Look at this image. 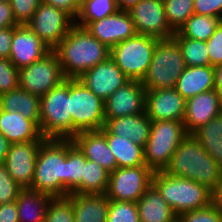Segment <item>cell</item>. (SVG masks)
Listing matches in <instances>:
<instances>
[{"mask_svg":"<svg viewBox=\"0 0 222 222\" xmlns=\"http://www.w3.org/2000/svg\"><path fill=\"white\" fill-rule=\"evenodd\" d=\"M99 131L106 137L109 148L115 155L118 168L145 165L142 146L130 139L111 135L104 127Z\"/></svg>","mask_w":222,"mask_h":222,"instance_id":"29","label":"cell"},{"mask_svg":"<svg viewBox=\"0 0 222 222\" xmlns=\"http://www.w3.org/2000/svg\"><path fill=\"white\" fill-rule=\"evenodd\" d=\"M53 51L58 55L66 78H78L83 72L110 56L109 48L92 36L86 28L76 24Z\"/></svg>","mask_w":222,"mask_h":222,"instance_id":"2","label":"cell"},{"mask_svg":"<svg viewBox=\"0 0 222 222\" xmlns=\"http://www.w3.org/2000/svg\"><path fill=\"white\" fill-rule=\"evenodd\" d=\"M173 222H180V221H179V219L177 218V219H175Z\"/></svg>","mask_w":222,"mask_h":222,"instance_id":"54","label":"cell"},{"mask_svg":"<svg viewBox=\"0 0 222 222\" xmlns=\"http://www.w3.org/2000/svg\"><path fill=\"white\" fill-rule=\"evenodd\" d=\"M152 185L176 216L205 208L214 202L213 192L205 185L191 179L168 175L164 171L153 173Z\"/></svg>","mask_w":222,"mask_h":222,"instance_id":"4","label":"cell"},{"mask_svg":"<svg viewBox=\"0 0 222 222\" xmlns=\"http://www.w3.org/2000/svg\"><path fill=\"white\" fill-rule=\"evenodd\" d=\"M210 65H222V20L215 28L214 34L206 41Z\"/></svg>","mask_w":222,"mask_h":222,"instance_id":"43","label":"cell"},{"mask_svg":"<svg viewBox=\"0 0 222 222\" xmlns=\"http://www.w3.org/2000/svg\"><path fill=\"white\" fill-rule=\"evenodd\" d=\"M215 70V91L219 96L220 102H222V65L214 67Z\"/></svg>","mask_w":222,"mask_h":222,"instance_id":"49","label":"cell"},{"mask_svg":"<svg viewBox=\"0 0 222 222\" xmlns=\"http://www.w3.org/2000/svg\"><path fill=\"white\" fill-rule=\"evenodd\" d=\"M42 0H10L14 19L19 25L26 24Z\"/></svg>","mask_w":222,"mask_h":222,"instance_id":"42","label":"cell"},{"mask_svg":"<svg viewBox=\"0 0 222 222\" xmlns=\"http://www.w3.org/2000/svg\"><path fill=\"white\" fill-rule=\"evenodd\" d=\"M18 25L14 19L10 1L0 0V29Z\"/></svg>","mask_w":222,"mask_h":222,"instance_id":"46","label":"cell"},{"mask_svg":"<svg viewBox=\"0 0 222 222\" xmlns=\"http://www.w3.org/2000/svg\"><path fill=\"white\" fill-rule=\"evenodd\" d=\"M39 129L45 139H72L70 78L40 97Z\"/></svg>","mask_w":222,"mask_h":222,"instance_id":"5","label":"cell"},{"mask_svg":"<svg viewBox=\"0 0 222 222\" xmlns=\"http://www.w3.org/2000/svg\"><path fill=\"white\" fill-rule=\"evenodd\" d=\"M118 1V7L120 10H129L131 7L136 5L141 0H117Z\"/></svg>","mask_w":222,"mask_h":222,"instance_id":"51","label":"cell"},{"mask_svg":"<svg viewBox=\"0 0 222 222\" xmlns=\"http://www.w3.org/2000/svg\"><path fill=\"white\" fill-rule=\"evenodd\" d=\"M146 90L142 82L129 80L104 101L105 121L145 113Z\"/></svg>","mask_w":222,"mask_h":222,"instance_id":"15","label":"cell"},{"mask_svg":"<svg viewBox=\"0 0 222 222\" xmlns=\"http://www.w3.org/2000/svg\"><path fill=\"white\" fill-rule=\"evenodd\" d=\"M52 49L46 45L26 24L13 27L11 63L20 70L44 58Z\"/></svg>","mask_w":222,"mask_h":222,"instance_id":"18","label":"cell"},{"mask_svg":"<svg viewBox=\"0 0 222 222\" xmlns=\"http://www.w3.org/2000/svg\"><path fill=\"white\" fill-rule=\"evenodd\" d=\"M86 158L72 139H66V170L64 188L69 193L82 194V179Z\"/></svg>","mask_w":222,"mask_h":222,"instance_id":"30","label":"cell"},{"mask_svg":"<svg viewBox=\"0 0 222 222\" xmlns=\"http://www.w3.org/2000/svg\"><path fill=\"white\" fill-rule=\"evenodd\" d=\"M66 139H45L39 147L30 189L54 197L70 193L64 188Z\"/></svg>","mask_w":222,"mask_h":222,"instance_id":"3","label":"cell"},{"mask_svg":"<svg viewBox=\"0 0 222 222\" xmlns=\"http://www.w3.org/2000/svg\"><path fill=\"white\" fill-rule=\"evenodd\" d=\"M127 11L137 34L158 39L173 37L175 32L167 22L163 0H141Z\"/></svg>","mask_w":222,"mask_h":222,"instance_id":"13","label":"cell"},{"mask_svg":"<svg viewBox=\"0 0 222 222\" xmlns=\"http://www.w3.org/2000/svg\"><path fill=\"white\" fill-rule=\"evenodd\" d=\"M70 113L73 137L81 131H98L105 125L104 101L77 78H70Z\"/></svg>","mask_w":222,"mask_h":222,"instance_id":"9","label":"cell"},{"mask_svg":"<svg viewBox=\"0 0 222 222\" xmlns=\"http://www.w3.org/2000/svg\"><path fill=\"white\" fill-rule=\"evenodd\" d=\"M119 9L117 0H82L81 10L75 19V24L84 27L88 22H94L116 13Z\"/></svg>","mask_w":222,"mask_h":222,"instance_id":"33","label":"cell"},{"mask_svg":"<svg viewBox=\"0 0 222 222\" xmlns=\"http://www.w3.org/2000/svg\"><path fill=\"white\" fill-rule=\"evenodd\" d=\"M13 27L0 29V58L8 59L12 47Z\"/></svg>","mask_w":222,"mask_h":222,"instance_id":"47","label":"cell"},{"mask_svg":"<svg viewBox=\"0 0 222 222\" xmlns=\"http://www.w3.org/2000/svg\"><path fill=\"white\" fill-rule=\"evenodd\" d=\"M22 187L11 177L4 164H0V204L16 201Z\"/></svg>","mask_w":222,"mask_h":222,"instance_id":"40","label":"cell"},{"mask_svg":"<svg viewBox=\"0 0 222 222\" xmlns=\"http://www.w3.org/2000/svg\"><path fill=\"white\" fill-rule=\"evenodd\" d=\"M75 222H107L109 198L106 194L70 193Z\"/></svg>","mask_w":222,"mask_h":222,"instance_id":"24","label":"cell"},{"mask_svg":"<svg viewBox=\"0 0 222 222\" xmlns=\"http://www.w3.org/2000/svg\"><path fill=\"white\" fill-rule=\"evenodd\" d=\"M42 2L64 10L75 20L81 10L82 0H42Z\"/></svg>","mask_w":222,"mask_h":222,"instance_id":"45","label":"cell"},{"mask_svg":"<svg viewBox=\"0 0 222 222\" xmlns=\"http://www.w3.org/2000/svg\"><path fill=\"white\" fill-rule=\"evenodd\" d=\"M84 28L109 49L137 34L133 20L126 10H118L100 20L88 22Z\"/></svg>","mask_w":222,"mask_h":222,"instance_id":"16","label":"cell"},{"mask_svg":"<svg viewBox=\"0 0 222 222\" xmlns=\"http://www.w3.org/2000/svg\"><path fill=\"white\" fill-rule=\"evenodd\" d=\"M172 38L178 43L187 67L210 65L205 41L185 38L178 32H175Z\"/></svg>","mask_w":222,"mask_h":222,"instance_id":"34","label":"cell"},{"mask_svg":"<svg viewBox=\"0 0 222 222\" xmlns=\"http://www.w3.org/2000/svg\"><path fill=\"white\" fill-rule=\"evenodd\" d=\"M178 43L173 39H160L153 52L146 76L141 81L145 90L175 88L177 79L186 69Z\"/></svg>","mask_w":222,"mask_h":222,"instance_id":"6","label":"cell"},{"mask_svg":"<svg viewBox=\"0 0 222 222\" xmlns=\"http://www.w3.org/2000/svg\"><path fill=\"white\" fill-rule=\"evenodd\" d=\"M220 103H221L220 114L222 115V102Z\"/></svg>","mask_w":222,"mask_h":222,"instance_id":"53","label":"cell"},{"mask_svg":"<svg viewBox=\"0 0 222 222\" xmlns=\"http://www.w3.org/2000/svg\"><path fill=\"white\" fill-rule=\"evenodd\" d=\"M10 144L8 139L0 133V164H4Z\"/></svg>","mask_w":222,"mask_h":222,"instance_id":"50","label":"cell"},{"mask_svg":"<svg viewBox=\"0 0 222 222\" xmlns=\"http://www.w3.org/2000/svg\"><path fill=\"white\" fill-rule=\"evenodd\" d=\"M16 202L0 204V222H19Z\"/></svg>","mask_w":222,"mask_h":222,"instance_id":"48","label":"cell"},{"mask_svg":"<svg viewBox=\"0 0 222 222\" xmlns=\"http://www.w3.org/2000/svg\"><path fill=\"white\" fill-rule=\"evenodd\" d=\"M164 172L174 177L194 180L213 193L222 180V167L192 134H188L179 144Z\"/></svg>","mask_w":222,"mask_h":222,"instance_id":"1","label":"cell"},{"mask_svg":"<svg viewBox=\"0 0 222 222\" xmlns=\"http://www.w3.org/2000/svg\"><path fill=\"white\" fill-rule=\"evenodd\" d=\"M215 70L211 65L186 67L177 79L175 89L186 99L213 90Z\"/></svg>","mask_w":222,"mask_h":222,"instance_id":"25","label":"cell"},{"mask_svg":"<svg viewBox=\"0 0 222 222\" xmlns=\"http://www.w3.org/2000/svg\"><path fill=\"white\" fill-rule=\"evenodd\" d=\"M185 110L186 99L175 88L146 91L145 112L151 121L183 122Z\"/></svg>","mask_w":222,"mask_h":222,"instance_id":"19","label":"cell"},{"mask_svg":"<svg viewBox=\"0 0 222 222\" xmlns=\"http://www.w3.org/2000/svg\"><path fill=\"white\" fill-rule=\"evenodd\" d=\"M51 196L30 188H22L16 199L19 222H44Z\"/></svg>","mask_w":222,"mask_h":222,"instance_id":"28","label":"cell"},{"mask_svg":"<svg viewBox=\"0 0 222 222\" xmlns=\"http://www.w3.org/2000/svg\"><path fill=\"white\" fill-rule=\"evenodd\" d=\"M0 109L19 112L38 127L40 124V97L21 88L0 94Z\"/></svg>","mask_w":222,"mask_h":222,"instance_id":"26","label":"cell"},{"mask_svg":"<svg viewBox=\"0 0 222 222\" xmlns=\"http://www.w3.org/2000/svg\"><path fill=\"white\" fill-rule=\"evenodd\" d=\"M107 222H140L137 203L109 200Z\"/></svg>","mask_w":222,"mask_h":222,"instance_id":"38","label":"cell"},{"mask_svg":"<svg viewBox=\"0 0 222 222\" xmlns=\"http://www.w3.org/2000/svg\"><path fill=\"white\" fill-rule=\"evenodd\" d=\"M220 108L221 103L215 89L186 100L183 123L187 134H192L200 126L220 115Z\"/></svg>","mask_w":222,"mask_h":222,"instance_id":"20","label":"cell"},{"mask_svg":"<svg viewBox=\"0 0 222 222\" xmlns=\"http://www.w3.org/2000/svg\"><path fill=\"white\" fill-rule=\"evenodd\" d=\"M187 135L182 121H152L149 138L144 148L145 165L153 172L164 171L177 147Z\"/></svg>","mask_w":222,"mask_h":222,"instance_id":"7","label":"cell"},{"mask_svg":"<svg viewBox=\"0 0 222 222\" xmlns=\"http://www.w3.org/2000/svg\"><path fill=\"white\" fill-rule=\"evenodd\" d=\"M109 174L98 163L86 159L82 179V194H105L108 187Z\"/></svg>","mask_w":222,"mask_h":222,"instance_id":"35","label":"cell"},{"mask_svg":"<svg viewBox=\"0 0 222 222\" xmlns=\"http://www.w3.org/2000/svg\"><path fill=\"white\" fill-rule=\"evenodd\" d=\"M213 194L214 202L222 209V180L220 182L219 188Z\"/></svg>","mask_w":222,"mask_h":222,"instance_id":"52","label":"cell"},{"mask_svg":"<svg viewBox=\"0 0 222 222\" xmlns=\"http://www.w3.org/2000/svg\"><path fill=\"white\" fill-rule=\"evenodd\" d=\"M87 160L94 161L109 173L117 169L115 155L111 152L106 137L98 131H81L72 138Z\"/></svg>","mask_w":222,"mask_h":222,"instance_id":"21","label":"cell"},{"mask_svg":"<svg viewBox=\"0 0 222 222\" xmlns=\"http://www.w3.org/2000/svg\"><path fill=\"white\" fill-rule=\"evenodd\" d=\"M0 133L12 143H24L45 140L39 127L19 112L0 109Z\"/></svg>","mask_w":222,"mask_h":222,"instance_id":"23","label":"cell"},{"mask_svg":"<svg viewBox=\"0 0 222 222\" xmlns=\"http://www.w3.org/2000/svg\"><path fill=\"white\" fill-rule=\"evenodd\" d=\"M220 21V18L194 13L186 20L178 33L185 38L206 42L214 34Z\"/></svg>","mask_w":222,"mask_h":222,"instance_id":"32","label":"cell"},{"mask_svg":"<svg viewBox=\"0 0 222 222\" xmlns=\"http://www.w3.org/2000/svg\"><path fill=\"white\" fill-rule=\"evenodd\" d=\"M151 120L145 113L109 118L104 128L117 137L130 139L145 148L150 134Z\"/></svg>","mask_w":222,"mask_h":222,"instance_id":"22","label":"cell"},{"mask_svg":"<svg viewBox=\"0 0 222 222\" xmlns=\"http://www.w3.org/2000/svg\"><path fill=\"white\" fill-rule=\"evenodd\" d=\"M194 13L222 20V0H194Z\"/></svg>","mask_w":222,"mask_h":222,"instance_id":"44","label":"cell"},{"mask_svg":"<svg viewBox=\"0 0 222 222\" xmlns=\"http://www.w3.org/2000/svg\"><path fill=\"white\" fill-rule=\"evenodd\" d=\"M180 222H222V209L213 202L209 206L177 216Z\"/></svg>","mask_w":222,"mask_h":222,"instance_id":"39","label":"cell"},{"mask_svg":"<svg viewBox=\"0 0 222 222\" xmlns=\"http://www.w3.org/2000/svg\"><path fill=\"white\" fill-rule=\"evenodd\" d=\"M43 141L10 144L4 165L22 188H30L33 183L37 153Z\"/></svg>","mask_w":222,"mask_h":222,"instance_id":"14","label":"cell"},{"mask_svg":"<svg viewBox=\"0 0 222 222\" xmlns=\"http://www.w3.org/2000/svg\"><path fill=\"white\" fill-rule=\"evenodd\" d=\"M136 203L140 222H173L177 219L176 214L153 185Z\"/></svg>","mask_w":222,"mask_h":222,"instance_id":"27","label":"cell"},{"mask_svg":"<svg viewBox=\"0 0 222 222\" xmlns=\"http://www.w3.org/2000/svg\"><path fill=\"white\" fill-rule=\"evenodd\" d=\"M153 36L136 34L110 49V58L129 80L142 81L147 74L157 42Z\"/></svg>","mask_w":222,"mask_h":222,"instance_id":"8","label":"cell"},{"mask_svg":"<svg viewBox=\"0 0 222 222\" xmlns=\"http://www.w3.org/2000/svg\"><path fill=\"white\" fill-rule=\"evenodd\" d=\"M167 22L174 32L194 14V0H163Z\"/></svg>","mask_w":222,"mask_h":222,"instance_id":"36","label":"cell"},{"mask_svg":"<svg viewBox=\"0 0 222 222\" xmlns=\"http://www.w3.org/2000/svg\"><path fill=\"white\" fill-rule=\"evenodd\" d=\"M153 171L146 165L117 168L109 174V200L137 202L152 185Z\"/></svg>","mask_w":222,"mask_h":222,"instance_id":"11","label":"cell"},{"mask_svg":"<svg viewBox=\"0 0 222 222\" xmlns=\"http://www.w3.org/2000/svg\"><path fill=\"white\" fill-rule=\"evenodd\" d=\"M67 79L62 71L58 55L52 50L44 58L19 70V88L38 95L48 93Z\"/></svg>","mask_w":222,"mask_h":222,"instance_id":"10","label":"cell"},{"mask_svg":"<svg viewBox=\"0 0 222 222\" xmlns=\"http://www.w3.org/2000/svg\"><path fill=\"white\" fill-rule=\"evenodd\" d=\"M192 135L204 150L222 167V115L196 129Z\"/></svg>","mask_w":222,"mask_h":222,"instance_id":"31","label":"cell"},{"mask_svg":"<svg viewBox=\"0 0 222 222\" xmlns=\"http://www.w3.org/2000/svg\"><path fill=\"white\" fill-rule=\"evenodd\" d=\"M19 70L9 59L0 58V94L19 87Z\"/></svg>","mask_w":222,"mask_h":222,"instance_id":"41","label":"cell"},{"mask_svg":"<svg viewBox=\"0 0 222 222\" xmlns=\"http://www.w3.org/2000/svg\"><path fill=\"white\" fill-rule=\"evenodd\" d=\"M75 20L64 10L41 3L26 25L52 50L68 34Z\"/></svg>","mask_w":222,"mask_h":222,"instance_id":"12","label":"cell"},{"mask_svg":"<svg viewBox=\"0 0 222 222\" xmlns=\"http://www.w3.org/2000/svg\"><path fill=\"white\" fill-rule=\"evenodd\" d=\"M44 222H75L73 202L67 196L51 198Z\"/></svg>","mask_w":222,"mask_h":222,"instance_id":"37","label":"cell"},{"mask_svg":"<svg viewBox=\"0 0 222 222\" xmlns=\"http://www.w3.org/2000/svg\"><path fill=\"white\" fill-rule=\"evenodd\" d=\"M77 79L103 101L129 81L110 56Z\"/></svg>","mask_w":222,"mask_h":222,"instance_id":"17","label":"cell"}]
</instances>
